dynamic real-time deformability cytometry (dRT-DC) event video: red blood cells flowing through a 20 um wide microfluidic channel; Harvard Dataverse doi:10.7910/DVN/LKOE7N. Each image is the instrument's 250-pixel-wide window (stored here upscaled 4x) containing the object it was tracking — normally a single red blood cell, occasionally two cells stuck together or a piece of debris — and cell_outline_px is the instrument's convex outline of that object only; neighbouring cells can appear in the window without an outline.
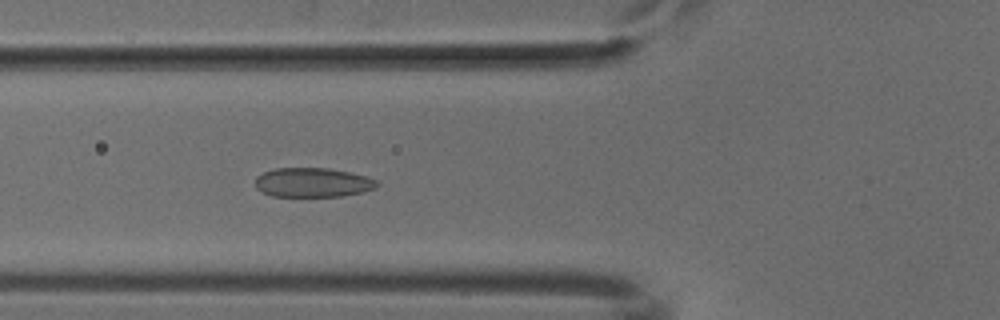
{"species": "common noctule bat (a hibernating species)", "species_latin": "Nyctalus noctula", "temperature_condition": "cold", "stored_images_in_passage": 49, "camera_frame_rate_fps": 3000, "um_per_image_px": 0.085, "animal": {"sex": "male", "body_mass_g": 18.8}, "frame": {"image": 1, "passage_image": 20, "time_ms": 6.333, "image_size_px": [1000, 320], "cell_outline_px": [[380, 184], [376, 188], [364, 192], [344, 196], [272, 196], [256, 188], [256, 176], [264, 172], [276, 168], [328, 168], [368, 176], [376, 180]], "centroid_in_image_um": [26.63, 15.51], "position_along_channel_um": 99.2, "area_um2": 20.87}}
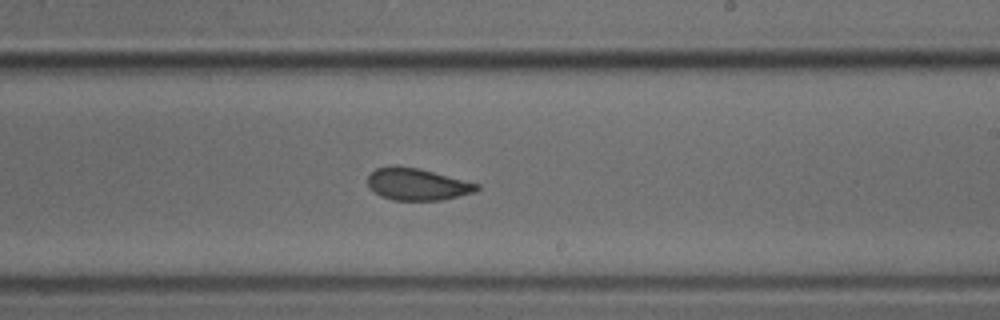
{"frame": {"image": 2, "passage_image": 32, "time_ms": 10.333, "image_size_px": [1000, 320], "cell_outline_px": [[480, 188], [476, 192], [440, 200], [392, 200], [380, 196], [368, 188], [368, 176], [376, 168], [420, 168], [480, 184]], "centroid_in_image_um": [35.5, 15.69], "position_along_channel_um": 253.5, "area_um2": 20.0}}
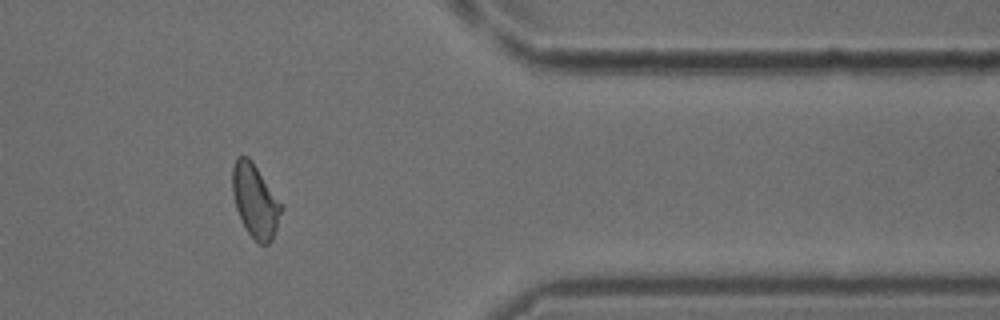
{"frame": {"image": 3, "passage_image": 44, "time_ms": 14.333, "image_size_px": [1000, 320], "cell_outline_px": [[284, 208], [272, 240], [268, 244], [260, 244], [248, 232], [236, 208], [232, 192], [232, 168], [236, 156], [248, 156], [252, 160], [284, 204]], "centroid_in_image_um": [21.72, 17.03], "position_along_channel_um": 389.7, "area_um2": 21.15}}